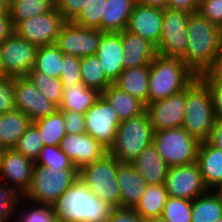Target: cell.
I'll use <instances>...</instances> for the list:
<instances>
[{"label": "cell", "mask_w": 222, "mask_h": 222, "mask_svg": "<svg viewBox=\"0 0 222 222\" xmlns=\"http://www.w3.org/2000/svg\"><path fill=\"white\" fill-rule=\"evenodd\" d=\"M187 39L186 52L181 59L197 76L205 74L222 48V28L198 11L193 12L187 22Z\"/></svg>", "instance_id": "cell-1"}, {"label": "cell", "mask_w": 222, "mask_h": 222, "mask_svg": "<svg viewBox=\"0 0 222 222\" xmlns=\"http://www.w3.org/2000/svg\"><path fill=\"white\" fill-rule=\"evenodd\" d=\"M57 222H106L112 207L77 180L52 204Z\"/></svg>", "instance_id": "cell-2"}, {"label": "cell", "mask_w": 222, "mask_h": 222, "mask_svg": "<svg viewBox=\"0 0 222 222\" xmlns=\"http://www.w3.org/2000/svg\"><path fill=\"white\" fill-rule=\"evenodd\" d=\"M196 77L181 58L157 55L150 63L148 105L184 90Z\"/></svg>", "instance_id": "cell-3"}, {"label": "cell", "mask_w": 222, "mask_h": 222, "mask_svg": "<svg viewBox=\"0 0 222 222\" xmlns=\"http://www.w3.org/2000/svg\"><path fill=\"white\" fill-rule=\"evenodd\" d=\"M182 127L199 142H205L215 122L212 96L208 86L197 76L186 88Z\"/></svg>", "instance_id": "cell-4"}, {"label": "cell", "mask_w": 222, "mask_h": 222, "mask_svg": "<svg viewBox=\"0 0 222 222\" xmlns=\"http://www.w3.org/2000/svg\"><path fill=\"white\" fill-rule=\"evenodd\" d=\"M78 175L77 168L54 169L35 164L30 186L22 197L28 204L52 205L77 180Z\"/></svg>", "instance_id": "cell-5"}, {"label": "cell", "mask_w": 222, "mask_h": 222, "mask_svg": "<svg viewBox=\"0 0 222 222\" xmlns=\"http://www.w3.org/2000/svg\"><path fill=\"white\" fill-rule=\"evenodd\" d=\"M154 129L145 111L139 116L120 122L114 144L108 152L119 162H132L153 142Z\"/></svg>", "instance_id": "cell-6"}, {"label": "cell", "mask_w": 222, "mask_h": 222, "mask_svg": "<svg viewBox=\"0 0 222 222\" xmlns=\"http://www.w3.org/2000/svg\"><path fill=\"white\" fill-rule=\"evenodd\" d=\"M118 164L119 161L108 152L101 159L82 167L78 175L92 194L112 208H120Z\"/></svg>", "instance_id": "cell-7"}, {"label": "cell", "mask_w": 222, "mask_h": 222, "mask_svg": "<svg viewBox=\"0 0 222 222\" xmlns=\"http://www.w3.org/2000/svg\"><path fill=\"white\" fill-rule=\"evenodd\" d=\"M153 144L169 167L189 165L197 161L200 142L183 127L154 132Z\"/></svg>", "instance_id": "cell-8"}, {"label": "cell", "mask_w": 222, "mask_h": 222, "mask_svg": "<svg viewBox=\"0 0 222 222\" xmlns=\"http://www.w3.org/2000/svg\"><path fill=\"white\" fill-rule=\"evenodd\" d=\"M37 49L14 32L0 44L1 75L26 76L34 68Z\"/></svg>", "instance_id": "cell-9"}, {"label": "cell", "mask_w": 222, "mask_h": 222, "mask_svg": "<svg viewBox=\"0 0 222 222\" xmlns=\"http://www.w3.org/2000/svg\"><path fill=\"white\" fill-rule=\"evenodd\" d=\"M189 16L190 13L182 10L163 9L162 31L157 46L158 55L172 58H182L185 55Z\"/></svg>", "instance_id": "cell-10"}, {"label": "cell", "mask_w": 222, "mask_h": 222, "mask_svg": "<svg viewBox=\"0 0 222 222\" xmlns=\"http://www.w3.org/2000/svg\"><path fill=\"white\" fill-rule=\"evenodd\" d=\"M65 23L63 16L55 7L52 11L19 22L14 29L22 39L37 46H45L55 43Z\"/></svg>", "instance_id": "cell-11"}, {"label": "cell", "mask_w": 222, "mask_h": 222, "mask_svg": "<svg viewBox=\"0 0 222 222\" xmlns=\"http://www.w3.org/2000/svg\"><path fill=\"white\" fill-rule=\"evenodd\" d=\"M99 29L80 27L66 22L56 38L55 45L66 55L79 58L96 55L101 36Z\"/></svg>", "instance_id": "cell-12"}, {"label": "cell", "mask_w": 222, "mask_h": 222, "mask_svg": "<svg viewBox=\"0 0 222 222\" xmlns=\"http://www.w3.org/2000/svg\"><path fill=\"white\" fill-rule=\"evenodd\" d=\"M84 115L86 133L109 149L114 144L116 131L120 125L110 103L101 95Z\"/></svg>", "instance_id": "cell-13"}, {"label": "cell", "mask_w": 222, "mask_h": 222, "mask_svg": "<svg viewBox=\"0 0 222 222\" xmlns=\"http://www.w3.org/2000/svg\"><path fill=\"white\" fill-rule=\"evenodd\" d=\"M13 87L15 109L28 115L32 123L58 109L26 76L13 77Z\"/></svg>", "instance_id": "cell-14"}, {"label": "cell", "mask_w": 222, "mask_h": 222, "mask_svg": "<svg viewBox=\"0 0 222 222\" xmlns=\"http://www.w3.org/2000/svg\"><path fill=\"white\" fill-rule=\"evenodd\" d=\"M165 187L169 197L188 200H194L209 190L197 162L169 167Z\"/></svg>", "instance_id": "cell-15"}, {"label": "cell", "mask_w": 222, "mask_h": 222, "mask_svg": "<svg viewBox=\"0 0 222 222\" xmlns=\"http://www.w3.org/2000/svg\"><path fill=\"white\" fill-rule=\"evenodd\" d=\"M34 165V161L14 148L4 149L0 163V183L23 196L30 186Z\"/></svg>", "instance_id": "cell-16"}, {"label": "cell", "mask_w": 222, "mask_h": 222, "mask_svg": "<svg viewBox=\"0 0 222 222\" xmlns=\"http://www.w3.org/2000/svg\"><path fill=\"white\" fill-rule=\"evenodd\" d=\"M186 103V88L165 99L146 106V112L155 132L182 127Z\"/></svg>", "instance_id": "cell-17"}, {"label": "cell", "mask_w": 222, "mask_h": 222, "mask_svg": "<svg viewBox=\"0 0 222 222\" xmlns=\"http://www.w3.org/2000/svg\"><path fill=\"white\" fill-rule=\"evenodd\" d=\"M59 147L78 170L108 153V149L88 133H67Z\"/></svg>", "instance_id": "cell-18"}, {"label": "cell", "mask_w": 222, "mask_h": 222, "mask_svg": "<svg viewBox=\"0 0 222 222\" xmlns=\"http://www.w3.org/2000/svg\"><path fill=\"white\" fill-rule=\"evenodd\" d=\"M163 23V9L135 3L126 30L159 44Z\"/></svg>", "instance_id": "cell-19"}, {"label": "cell", "mask_w": 222, "mask_h": 222, "mask_svg": "<svg viewBox=\"0 0 222 222\" xmlns=\"http://www.w3.org/2000/svg\"><path fill=\"white\" fill-rule=\"evenodd\" d=\"M96 56L106 76L114 82L124 70L122 32H104Z\"/></svg>", "instance_id": "cell-20"}, {"label": "cell", "mask_w": 222, "mask_h": 222, "mask_svg": "<svg viewBox=\"0 0 222 222\" xmlns=\"http://www.w3.org/2000/svg\"><path fill=\"white\" fill-rule=\"evenodd\" d=\"M117 181L120 190V208L134 209L147 187L144 179L131 163L119 162Z\"/></svg>", "instance_id": "cell-21"}, {"label": "cell", "mask_w": 222, "mask_h": 222, "mask_svg": "<svg viewBox=\"0 0 222 222\" xmlns=\"http://www.w3.org/2000/svg\"><path fill=\"white\" fill-rule=\"evenodd\" d=\"M122 47L124 69L150 65L158 55L153 43L126 29L122 31Z\"/></svg>", "instance_id": "cell-22"}, {"label": "cell", "mask_w": 222, "mask_h": 222, "mask_svg": "<svg viewBox=\"0 0 222 222\" xmlns=\"http://www.w3.org/2000/svg\"><path fill=\"white\" fill-rule=\"evenodd\" d=\"M130 163L147 185L165 184L169 166L161 158L153 142Z\"/></svg>", "instance_id": "cell-23"}, {"label": "cell", "mask_w": 222, "mask_h": 222, "mask_svg": "<svg viewBox=\"0 0 222 222\" xmlns=\"http://www.w3.org/2000/svg\"><path fill=\"white\" fill-rule=\"evenodd\" d=\"M196 162L209 190L222 183V149L215 148L207 141L200 142Z\"/></svg>", "instance_id": "cell-24"}, {"label": "cell", "mask_w": 222, "mask_h": 222, "mask_svg": "<svg viewBox=\"0 0 222 222\" xmlns=\"http://www.w3.org/2000/svg\"><path fill=\"white\" fill-rule=\"evenodd\" d=\"M150 65L124 69L113 84L148 105Z\"/></svg>", "instance_id": "cell-25"}, {"label": "cell", "mask_w": 222, "mask_h": 222, "mask_svg": "<svg viewBox=\"0 0 222 222\" xmlns=\"http://www.w3.org/2000/svg\"><path fill=\"white\" fill-rule=\"evenodd\" d=\"M136 2L137 0H106L101 14V31H124Z\"/></svg>", "instance_id": "cell-26"}, {"label": "cell", "mask_w": 222, "mask_h": 222, "mask_svg": "<svg viewBox=\"0 0 222 222\" xmlns=\"http://www.w3.org/2000/svg\"><path fill=\"white\" fill-rule=\"evenodd\" d=\"M31 123L28 115L17 109L0 114V147L14 148Z\"/></svg>", "instance_id": "cell-27"}, {"label": "cell", "mask_w": 222, "mask_h": 222, "mask_svg": "<svg viewBox=\"0 0 222 222\" xmlns=\"http://www.w3.org/2000/svg\"><path fill=\"white\" fill-rule=\"evenodd\" d=\"M101 95L115 110L120 122L139 116L146 111V105L142 101L122 91L113 83Z\"/></svg>", "instance_id": "cell-28"}, {"label": "cell", "mask_w": 222, "mask_h": 222, "mask_svg": "<svg viewBox=\"0 0 222 222\" xmlns=\"http://www.w3.org/2000/svg\"><path fill=\"white\" fill-rule=\"evenodd\" d=\"M63 87V98L58 107L61 111H76L85 114L101 96L97 90L87 88L82 82Z\"/></svg>", "instance_id": "cell-29"}, {"label": "cell", "mask_w": 222, "mask_h": 222, "mask_svg": "<svg viewBox=\"0 0 222 222\" xmlns=\"http://www.w3.org/2000/svg\"><path fill=\"white\" fill-rule=\"evenodd\" d=\"M168 197L165 184L147 185L134 211L144 220L161 216Z\"/></svg>", "instance_id": "cell-30"}, {"label": "cell", "mask_w": 222, "mask_h": 222, "mask_svg": "<svg viewBox=\"0 0 222 222\" xmlns=\"http://www.w3.org/2000/svg\"><path fill=\"white\" fill-rule=\"evenodd\" d=\"M222 217V201L213 190L192 200L191 222H215Z\"/></svg>", "instance_id": "cell-31"}, {"label": "cell", "mask_w": 222, "mask_h": 222, "mask_svg": "<svg viewBox=\"0 0 222 222\" xmlns=\"http://www.w3.org/2000/svg\"><path fill=\"white\" fill-rule=\"evenodd\" d=\"M32 124L38 129L44 146H59L61 140L67 134L63 113L60 109Z\"/></svg>", "instance_id": "cell-32"}, {"label": "cell", "mask_w": 222, "mask_h": 222, "mask_svg": "<svg viewBox=\"0 0 222 222\" xmlns=\"http://www.w3.org/2000/svg\"><path fill=\"white\" fill-rule=\"evenodd\" d=\"M80 75L82 83L102 93L113 82L106 76L96 55L81 58Z\"/></svg>", "instance_id": "cell-33"}, {"label": "cell", "mask_w": 222, "mask_h": 222, "mask_svg": "<svg viewBox=\"0 0 222 222\" xmlns=\"http://www.w3.org/2000/svg\"><path fill=\"white\" fill-rule=\"evenodd\" d=\"M55 0H12L8 9L14 27L26 19L52 11Z\"/></svg>", "instance_id": "cell-34"}, {"label": "cell", "mask_w": 222, "mask_h": 222, "mask_svg": "<svg viewBox=\"0 0 222 222\" xmlns=\"http://www.w3.org/2000/svg\"><path fill=\"white\" fill-rule=\"evenodd\" d=\"M63 55L64 53L55 44L38 46L34 69L59 79L63 63Z\"/></svg>", "instance_id": "cell-35"}, {"label": "cell", "mask_w": 222, "mask_h": 222, "mask_svg": "<svg viewBox=\"0 0 222 222\" xmlns=\"http://www.w3.org/2000/svg\"><path fill=\"white\" fill-rule=\"evenodd\" d=\"M26 77L44 94V96L56 104L58 107L63 98V84L60 79L48 76L47 74L36 71L34 68Z\"/></svg>", "instance_id": "cell-36"}, {"label": "cell", "mask_w": 222, "mask_h": 222, "mask_svg": "<svg viewBox=\"0 0 222 222\" xmlns=\"http://www.w3.org/2000/svg\"><path fill=\"white\" fill-rule=\"evenodd\" d=\"M25 201L26 199L20 196L16 205V211L21 208L19 205L22 202V205L27 206L24 211L23 209L20 211L22 213L16 212L25 222H57L52 205L33 202L30 203L32 205H26Z\"/></svg>", "instance_id": "cell-37"}, {"label": "cell", "mask_w": 222, "mask_h": 222, "mask_svg": "<svg viewBox=\"0 0 222 222\" xmlns=\"http://www.w3.org/2000/svg\"><path fill=\"white\" fill-rule=\"evenodd\" d=\"M44 144L38 129L31 123L25 133L20 137L14 149L24 157L36 161Z\"/></svg>", "instance_id": "cell-38"}, {"label": "cell", "mask_w": 222, "mask_h": 222, "mask_svg": "<svg viewBox=\"0 0 222 222\" xmlns=\"http://www.w3.org/2000/svg\"><path fill=\"white\" fill-rule=\"evenodd\" d=\"M192 200L168 197L162 212L168 222H191Z\"/></svg>", "instance_id": "cell-39"}, {"label": "cell", "mask_w": 222, "mask_h": 222, "mask_svg": "<svg viewBox=\"0 0 222 222\" xmlns=\"http://www.w3.org/2000/svg\"><path fill=\"white\" fill-rule=\"evenodd\" d=\"M35 164L54 169L76 168L59 146L50 145L43 146Z\"/></svg>", "instance_id": "cell-40"}, {"label": "cell", "mask_w": 222, "mask_h": 222, "mask_svg": "<svg viewBox=\"0 0 222 222\" xmlns=\"http://www.w3.org/2000/svg\"><path fill=\"white\" fill-rule=\"evenodd\" d=\"M105 2L106 0H91L73 23L80 27L101 30V14Z\"/></svg>", "instance_id": "cell-41"}, {"label": "cell", "mask_w": 222, "mask_h": 222, "mask_svg": "<svg viewBox=\"0 0 222 222\" xmlns=\"http://www.w3.org/2000/svg\"><path fill=\"white\" fill-rule=\"evenodd\" d=\"M19 197L10 187L0 183V222H12L13 217L16 221L15 213Z\"/></svg>", "instance_id": "cell-42"}, {"label": "cell", "mask_w": 222, "mask_h": 222, "mask_svg": "<svg viewBox=\"0 0 222 222\" xmlns=\"http://www.w3.org/2000/svg\"><path fill=\"white\" fill-rule=\"evenodd\" d=\"M80 65L81 58L72 55H63L61 75L59 77L63 86L82 82L80 75Z\"/></svg>", "instance_id": "cell-43"}, {"label": "cell", "mask_w": 222, "mask_h": 222, "mask_svg": "<svg viewBox=\"0 0 222 222\" xmlns=\"http://www.w3.org/2000/svg\"><path fill=\"white\" fill-rule=\"evenodd\" d=\"M56 9L66 22H73L91 0H55Z\"/></svg>", "instance_id": "cell-44"}, {"label": "cell", "mask_w": 222, "mask_h": 222, "mask_svg": "<svg viewBox=\"0 0 222 222\" xmlns=\"http://www.w3.org/2000/svg\"><path fill=\"white\" fill-rule=\"evenodd\" d=\"M14 109L13 77L0 75V114Z\"/></svg>", "instance_id": "cell-45"}, {"label": "cell", "mask_w": 222, "mask_h": 222, "mask_svg": "<svg viewBox=\"0 0 222 222\" xmlns=\"http://www.w3.org/2000/svg\"><path fill=\"white\" fill-rule=\"evenodd\" d=\"M198 12L222 28V0H200Z\"/></svg>", "instance_id": "cell-46"}, {"label": "cell", "mask_w": 222, "mask_h": 222, "mask_svg": "<svg viewBox=\"0 0 222 222\" xmlns=\"http://www.w3.org/2000/svg\"><path fill=\"white\" fill-rule=\"evenodd\" d=\"M66 133H86L85 115L76 111H62Z\"/></svg>", "instance_id": "cell-47"}, {"label": "cell", "mask_w": 222, "mask_h": 222, "mask_svg": "<svg viewBox=\"0 0 222 222\" xmlns=\"http://www.w3.org/2000/svg\"><path fill=\"white\" fill-rule=\"evenodd\" d=\"M203 82L208 86L211 92L215 120L222 121V82Z\"/></svg>", "instance_id": "cell-48"}, {"label": "cell", "mask_w": 222, "mask_h": 222, "mask_svg": "<svg viewBox=\"0 0 222 222\" xmlns=\"http://www.w3.org/2000/svg\"><path fill=\"white\" fill-rule=\"evenodd\" d=\"M106 222H145L134 209L113 208Z\"/></svg>", "instance_id": "cell-49"}, {"label": "cell", "mask_w": 222, "mask_h": 222, "mask_svg": "<svg viewBox=\"0 0 222 222\" xmlns=\"http://www.w3.org/2000/svg\"><path fill=\"white\" fill-rule=\"evenodd\" d=\"M202 81L222 82V48L217 54L214 64L205 73L198 76Z\"/></svg>", "instance_id": "cell-50"}, {"label": "cell", "mask_w": 222, "mask_h": 222, "mask_svg": "<svg viewBox=\"0 0 222 222\" xmlns=\"http://www.w3.org/2000/svg\"><path fill=\"white\" fill-rule=\"evenodd\" d=\"M199 3L200 0H168L167 8L193 13L198 11Z\"/></svg>", "instance_id": "cell-51"}, {"label": "cell", "mask_w": 222, "mask_h": 222, "mask_svg": "<svg viewBox=\"0 0 222 222\" xmlns=\"http://www.w3.org/2000/svg\"><path fill=\"white\" fill-rule=\"evenodd\" d=\"M15 32L13 21L7 11L4 15L0 16V44L10 37Z\"/></svg>", "instance_id": "cell-52"}, {"label": "cell", "mask_w": 222, "mask_h": 222, "mask_svg": "<svg viewBox=\"0 0 222 222\" xmlns=\"http://www.w3.org/2000/svg\"><path fill=\"white\" fill-rule=\"evenodd\" d=\"M207 142L215 148L222 149V121L215 120Z\"/></svg>", "instance_id": "cell-53"}, {"label": "cell", "mask_w": 222, "mask_h": 222, "mask_svg": "<svg viewBox=\"0 0 222 222\" xmlns=\"http://www.w3.org/2000/svg\"><path fill=\"white\" fill-rule=\"evenodd\" d=\"M140 4L165 9L168 6V0H137Z\"/></svg>", "instance_id": "cell-54"}, {"label": "cell", "mask_w": 222, "mask_h": 222, "mask_svg": "<svg viewBox=\"0 0 222 222\" xmlns=\"http://www.w3.org/2000/svg\"><path fill=\"white\" fill-rule=\"evenodd\" d=\"M145 222H168V221L164 217L158 216L155 218L147 219V220H145Z\"/></svg>", "instance_id": "cell-55"}, {"label": "cell", "mask_w": 222, "mask_h": 222, "mask_svg": "<svg viewBox=\"0 0 222 222\" xmlns=\"http://www.w3.org/2000/svg\"><path fill=\"white\" fill-rule=\"evenodd\" d=\"M213 191L218 195L220 200L222 201V183H220Z\"/></svg>", "instance_id": "cell-56"}, {"label": "cell", "mask_w": 222, "mask_h": 222, "mask_svg": "<svg viewBox=\"0 0 222 222\" xmlns=\"http://www.w3.org/2000/svg\"><path fill=\"white\" fill-rule=\"evenodd\" d=\"M12 0H0V4L4 5L7 9H9Z\"/></svg>", "instance_id": "cell-57"}, {"label": "cell", "mask_w": 222, "mask_h": 222, "mask_svg": "<svg viewBox=\"0 0 222 222\" xmlns=\"http://www.w3.org/2000/svg\"><path fill=\"white\" fill-rule=\"evenodd\" d=\"M7 11L8 9L4 5L0 4V16L4 15Z\"/></svg>", "instance_id": "cell-58"}, {"label": "cell", "mask_w": 222, "mask_h": 222, "mask_svg": "<svg viewBox=\"0 0 222 222\" xmlns=\"http://www.w3.org/2000/svg\"><path fill=\"white\" fill-rule=\"evenodd\" d=\"M16 216L18 217L17 222H25L19 215L16 214Z\"/></svg>", "instance_id": "cell-59"}, {"label": "cell", "mask_w": 222, "mask_h": 222, "mask_svg": "<svg viewBox=\"0 0 222 222\" xmlns=\"http://www.w3.org/2000/svg\"><path fill=\"white\" fill-rule=\"evenodd\" d=\"M3 150L4 149L0 147V163H1V157H2Z\"/></svg>", "instance_id": "cell-60"}, {"label": "cell", "mask_w": 222, "mask_h": 222, "mask_svg": "<svg viewBox=\"0 0 222 222\" xmlns=\"http://www.w3.org/2000/svg\"><path fill=\"white\" fill-rule=\"evenodd\" d=\"M215 222H222V217L221 218H219L217 221H215Z\"/></svg>", "instance_id": "cell-61"}]
</instances>
